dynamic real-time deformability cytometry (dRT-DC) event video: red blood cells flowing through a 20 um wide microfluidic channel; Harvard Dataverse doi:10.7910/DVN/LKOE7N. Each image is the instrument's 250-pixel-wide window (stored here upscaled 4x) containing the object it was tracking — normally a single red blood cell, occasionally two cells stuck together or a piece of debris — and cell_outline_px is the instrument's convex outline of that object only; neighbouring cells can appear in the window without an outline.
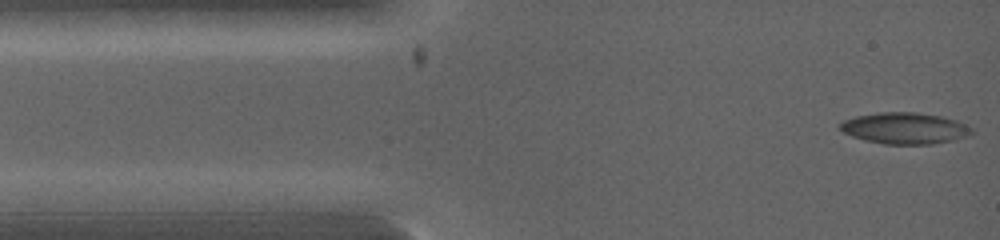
{"species": "common noctule bat (a hibernating species)", "species_latin": "Nyctalus noctula", "temperature_condition": "warm", "stored_images_in_passage": 7, "camera_frame_rate_fps": 5000, "um_per_image_px": 0.085, "animal": {"sex": "female", "body_mass_g": 19.0, "forearm_length_mm": 53.3}, "frame": {"image": 1, "passage_image": 1, "time_ms": 0.0, "image_size_px": [1000, 240], "cell_outline_px": [[972, 132], [968, 136], [952, 140], [932, 144], [884, 144], [864, 140], [852, 136], [844, 132], [840, 128], [840, 124], [844, 120], [856, 116], [880, 112], [916, 112], [940, 116], [956, 120], [972, 128]], "centroid_in_image_um": [76.9, 10.9], "position_along_channel_um": 8.1, "area_um2": 23.87}}
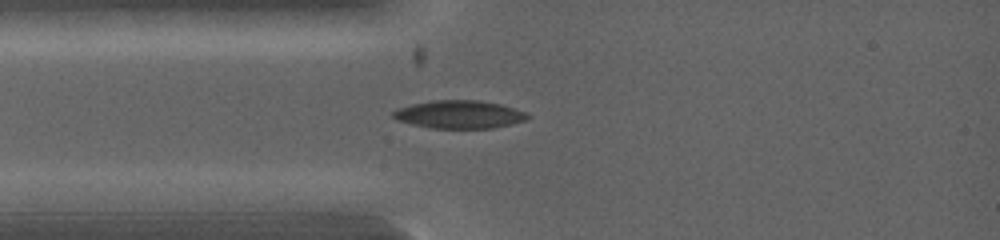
{"frame": {"image": 2, "passage_image": 6, "time_ms": 1.8, "image_size_px": [1000, 240], "cell_outline_px": [[532, 116], [528, 120], [512, 124], [492, 128], [432, 128], [412, 124], [396, 120], [392, 116], [392, 112], [396, 108], [412, 104], [432, 100], [476, 100], [500, 104], [528, 112]], "centroid_in_image_um": [39.07, 9.72], "position_along_channel_um": 45.9, "area_um2": 22.14}}